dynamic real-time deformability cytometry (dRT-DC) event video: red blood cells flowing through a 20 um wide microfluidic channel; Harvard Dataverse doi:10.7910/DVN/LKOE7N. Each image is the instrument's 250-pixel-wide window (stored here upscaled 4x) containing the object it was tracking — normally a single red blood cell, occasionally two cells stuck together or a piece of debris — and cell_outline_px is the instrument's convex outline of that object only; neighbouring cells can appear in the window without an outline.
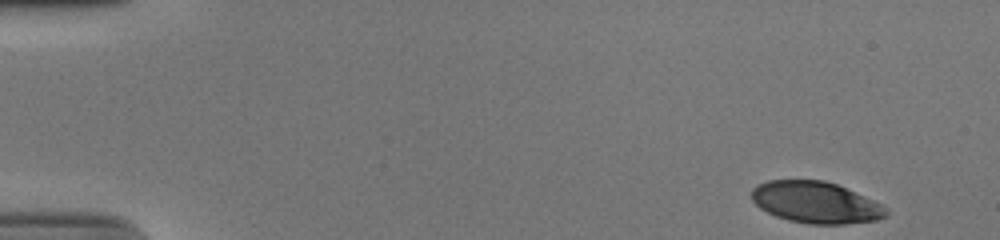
{"species": "human", "species_latin": "Homo sapiens", "temperature_condition": "cold", "stored_images_in_passage": 50, "camera_frame_rate_fps": 3000, "um_per_image_px": 0.085, "donor": {"sex": "male"}, "frame": {"image": 1, "passage_image": 1, "time_ms": 0.0, "image_size_px": [1000, 240], "cell_outline_px": [[888, 212], [884, 216], [876, 220], [844, 224], [808, 224], [788, 220], [776, 216], [760, 208], [752, 200], [752, 188], [756, 184], [768, 180], [824, 180], [836, 184], [872, 200], [880, 204]], "centroid_in_image_um": [69.28, 17.2], "position_along_channel_um": 15.7, "area_um2": 32.25}}
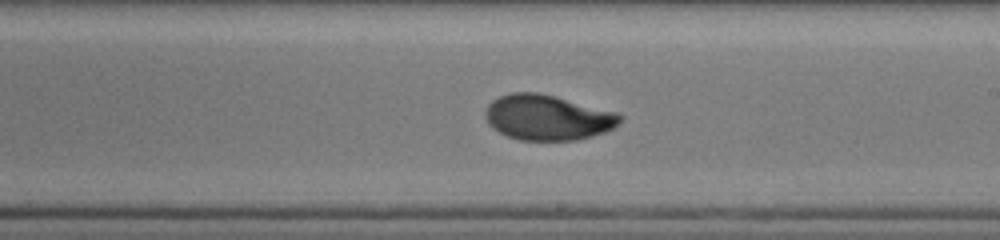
{"frame": {"image": 2, "passage_image": 29, "time_ms": 9.333, "image_size_px": [1000, 240], "cell_outline_px": [[624, 116], [612, 128], [604, 132], [592, 136], [576, 140], [520, 140], [508, 136], [492, 128], [488, 124], [484, 116], [484, 112], [488, 104], [492, 100], [500, 96], [512, 92], [536, 92], [616, 112]], "centroid_in_image_um": [46.49, 9.99], "position_along_channel_um": 242.5, "area_um2": 35.26}}
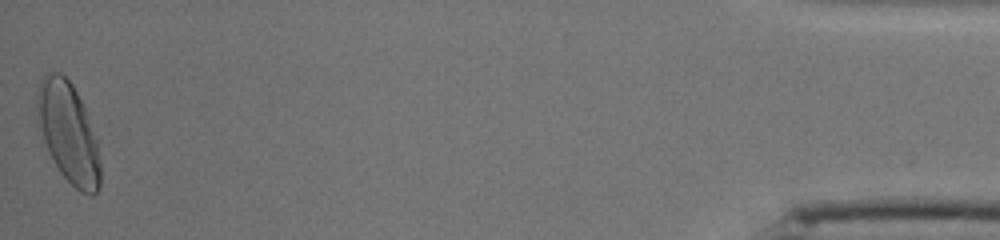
{"frame": {"image": 3, "passage_image": 50, "time_ms": 16.333, "image_size_px": [1000, 240], "cell_outline_px": [[100, 184], [96, 192], [92, 196], [80, 192], [60, 172], [48, 152], [40, 128], [36, 100], [36, 92], [44, 76], [48, 72], [60, 72], [72, 84], [84, 108], [96, 140], [100, 160]], "centroid_in_image_um": [5.81, 11.29], "position_along_channel_um": 429.4, "area_um2": 36.18}, "authors_computed_cell_mechanics": {"area_um2": 34.9112, "velocity_mm_per_s": 3.8884, "shape_relaxation_time_tau1_ms": 5.3581, "shape_relaxation_time_tau2_ms": 0.7558, "deformation_change_tau1": 0.2083, "deformation_change_tau2": 0.0447}}